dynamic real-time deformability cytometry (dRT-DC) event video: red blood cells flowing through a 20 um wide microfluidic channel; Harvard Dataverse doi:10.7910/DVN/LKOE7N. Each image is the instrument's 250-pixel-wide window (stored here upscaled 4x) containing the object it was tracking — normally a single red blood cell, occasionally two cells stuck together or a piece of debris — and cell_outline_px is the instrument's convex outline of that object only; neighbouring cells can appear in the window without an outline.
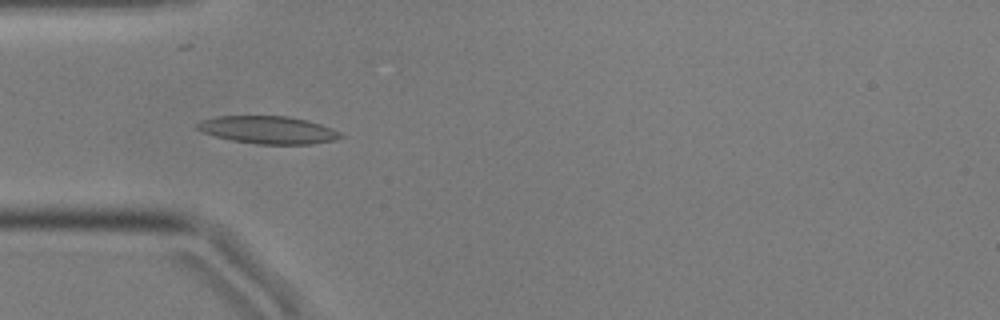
{"species": "common noctule bat (a hibernating species)", "species_latin": "Nyctalus noctula", "temperature_condition": "cold", "stored_images_in_passage": 55, "camera_frame_rate_fps": 3000, "um_per_image_px": 0.085, "animal": {"sex": "male", "body_mass_g": 17.9, "forearm_length_mm": 54.2}, "frame": {"image": 1, "passage_image": 16, "time_ms": 5.0, "image_size_px": [1000, 320], "cell_outline_px": [[344, 136], [332, 140], [312, 144], [256, 144], [232, 140], [200, 132], [196, 128], [196, 124], [200, 120], [216, 116], [288, 116], [308, 120], [332, 128], [340, 132]], "centroid_in_image_um": [22.76, 11.03], "position_along_channel_um": 62.2, "area_um2": 23.12}}
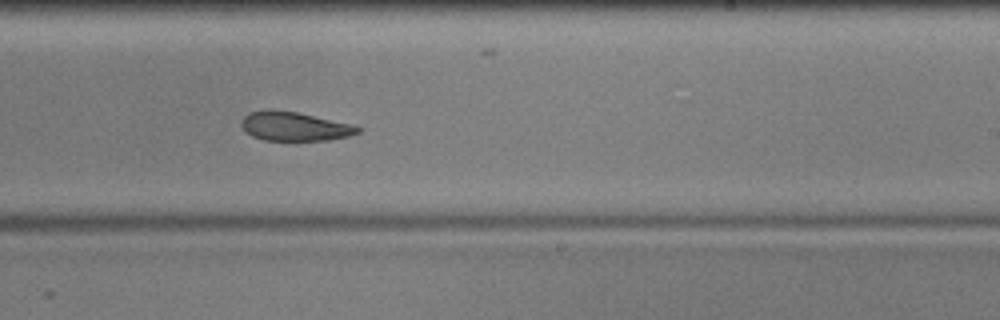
{"frame": {"image": 2, "passage_image": 33, "time_ms": 10.667, "image_size_px": [1000, 320], "cell_outline_px": [[360, 132], [348, 136], [328, 140], [264, 140], [252, 136], [240, 124], [244, 116], [248, 112], [268, 108], [272, 108], [296, 112], [352, 124], [360, 128]], "centroid_in_image_um": [25.0, 10.72], "position_along_channel_um": 264.0, "area_um2": 19.65}}
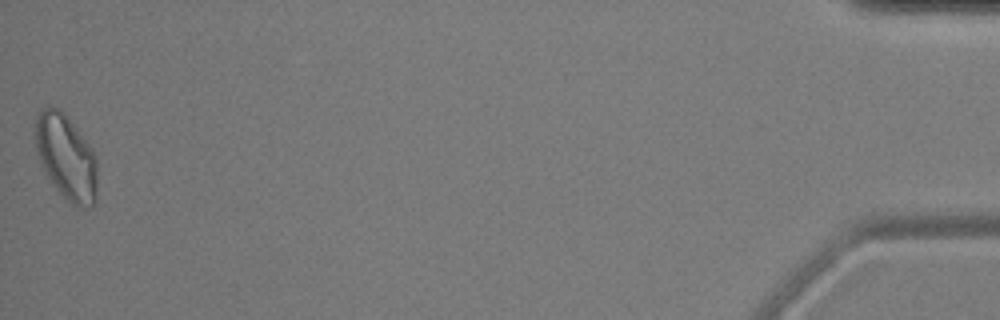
{"frame": {"image": 3, "passage_image": 55, "time_ms": 18.0, "image_size_px": [1000, 320], "cell_outline_px": [[96, 200], [88, 208], [76, 208], [56, 188], [48, 176], [40, 160], [36, 148], [36, 112], [40, 108], [60, 108], [92, 148], [96, 156]], "centroid_in_image_um": [5.64, 13.36], "position_along_channel_um": 429.6, "area_um2": 30.35}, "authors_computed_cell_mechanics": {"area_um2": 21.675, "velocity_mm_per_s": 3.5702, "shape_relaxation_time_tau1_ms": null, "shape_relaxation_time_tau2_ms": 7.5468, "deformation_change_tau1": null, "deformation_change_tau2": 0.1773}}